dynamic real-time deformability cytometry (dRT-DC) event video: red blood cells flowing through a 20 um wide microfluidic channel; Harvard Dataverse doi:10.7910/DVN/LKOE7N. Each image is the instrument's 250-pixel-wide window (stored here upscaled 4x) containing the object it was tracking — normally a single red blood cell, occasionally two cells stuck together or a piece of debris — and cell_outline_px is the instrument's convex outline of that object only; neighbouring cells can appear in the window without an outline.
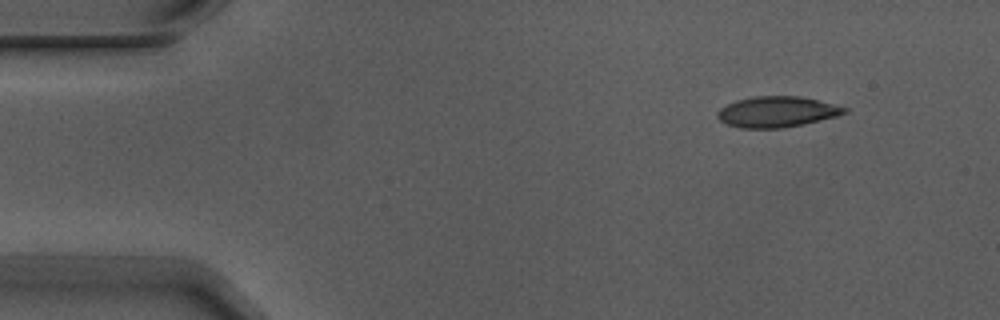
{"species": "Egyptian fruit bat (a non-hibernating species)", "species_latin": "Rousettus aegyptiacus", "temperature_condition": "warm", "stored_images_in_passage": 8, "camera_frame_rate_fps": 3000, "um_per_image_px": 0.085, "animal": {"sex": "male"}, "frame": {"image": 1, "passage_image": 1, "time_ms": 0.0, "image_size_px": [1000, 320], "cell_outline_px": [[848, 112], [836, 116], [804, 124], [780, 128], [740, 128], [728, 124], [720, 120], [716, 116], [720, 108], [736, 100], [752, 96], [800, 96], [848, 108]], "centroid_in_image_um": [66.02, 9.5], "position_along_channel_um": 19.0, "area_um2": 22.6}}
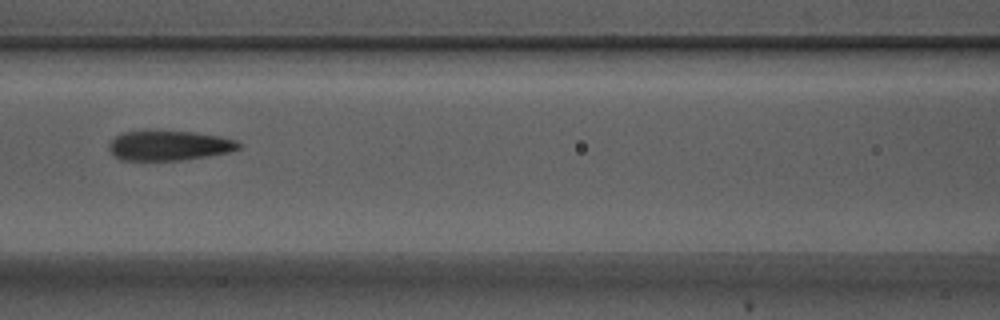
{"frame": {"image": 2, "passage_image": 6, "time_ms": 1.667, "image_size_px": [1000, 320], "cell_outline_px": [[240, 148], [228, 152], [208, 156], [180, 160], [120, 160], [108, 148], [108, 144], [120, 132], [144, 128], [196, 132], [220, 136], [236, 140], [240, 144]], "centroid_in_image_um": [14.32, 12.32], "position_along_channel_um": 152.3, "area_um2": 23.29}}
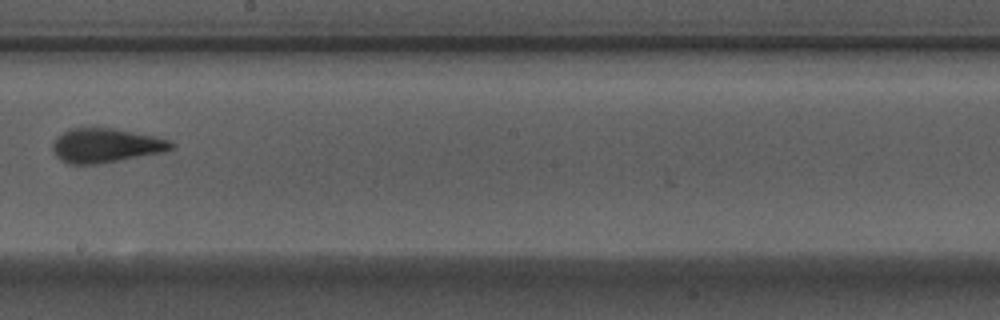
{"frame": {"image": 3, "passage_image": 8, "time_ms": 2.333, "image_size_px": [1000, 320], "cell_outline_px": [[176, 144], [172, 148], [160, 152], [96, 164], [68, 164], [60, 160], [56, 156], [52, 148], [52, 144], [56, 136], [68, 128], [112, 128], [152, 136], [168, 140]], "centroid_in_image_um": [8.9, 12.36], "position_along_channel_um": 239.3, "area_um2": 23.29}}